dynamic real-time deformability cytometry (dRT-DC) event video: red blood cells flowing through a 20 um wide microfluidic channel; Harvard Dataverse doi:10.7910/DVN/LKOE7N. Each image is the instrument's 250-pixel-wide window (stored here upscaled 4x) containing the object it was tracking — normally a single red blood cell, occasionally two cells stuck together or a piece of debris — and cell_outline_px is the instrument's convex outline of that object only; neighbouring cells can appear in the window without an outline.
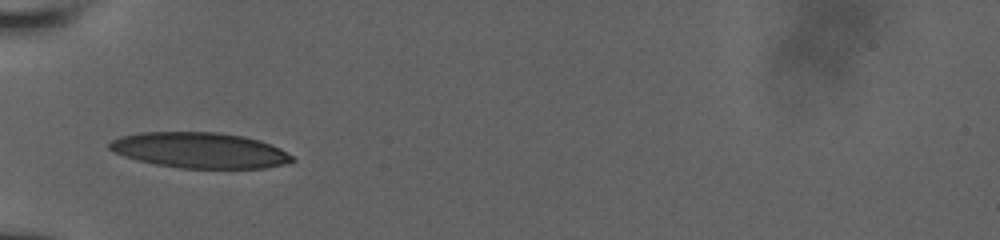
{"species": "human", "species_latin": "Homo sapiens", "temperature_condition": "room temperature", "stored_images_in_passage": 52, "camera_frame_rate_fps": 3000, "um_per_image_px": 0.085, "donor": {"sex": "male"}, "frame": {"image": 1, "passage_image": 1, "time_ms": 0.0, "image_size_px": [1000, 240], "cell_outline_px": [[296, 160], [288, 164], [264, 168], [180, 168], [156, 164], [136, 160], [124, 156], [108, 148], [108, 144], [112, 140], [120, 136], [140, 132], [220, 132], [244, 136], [260, 140], [280, 148], [292, 156]], "centroid_in_image_um": [17.0, 12.77], "position_along_channel_um": 68.0, "area_um2": 38.09}}
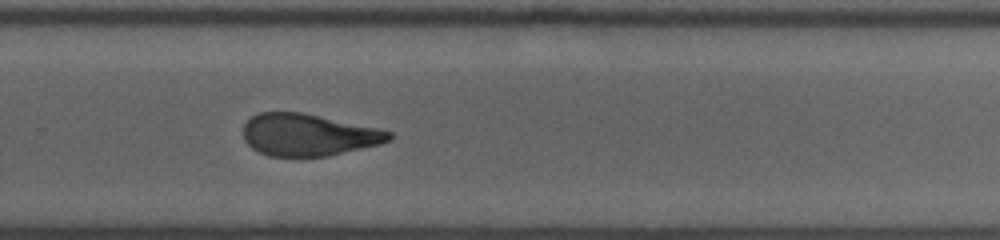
{"frame": {"image": 2, "passage_image": 25, "time_ms": 6.0, "image_size_px": [1000, 240], "cell_outline_px": [[392, 136], [388, 140], [380, 144], [328, 156], [268, 156], [252, 148], [244, 140], [244, 124], [252, 116], [260, 112], [304, 112], [376, 128], [392, 132]], "centroid_in_image_um": [26.18, 11.46], "position_along_channel_um": 303.6, "area_um2": 35.49}}
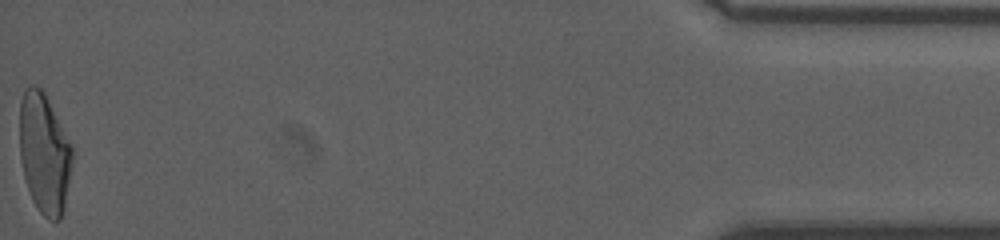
{"frame": {"image": 3, "passage_image": 51, "time_ms": 11.333, "image_size_px": [1000, 240], "cell_outline_px": [[72, 160], [64, 208], [60, 220], [48, 220], [40, 212], [32, 200], [24, 176], [20, 160], [20, 100], [24, 88], [40, 88], [44, 92], [72, 144]], "centroid_in_image_um": [3.76, 13.05], "position_along_channel_um": 431.4, "area_um2": 36.65}}